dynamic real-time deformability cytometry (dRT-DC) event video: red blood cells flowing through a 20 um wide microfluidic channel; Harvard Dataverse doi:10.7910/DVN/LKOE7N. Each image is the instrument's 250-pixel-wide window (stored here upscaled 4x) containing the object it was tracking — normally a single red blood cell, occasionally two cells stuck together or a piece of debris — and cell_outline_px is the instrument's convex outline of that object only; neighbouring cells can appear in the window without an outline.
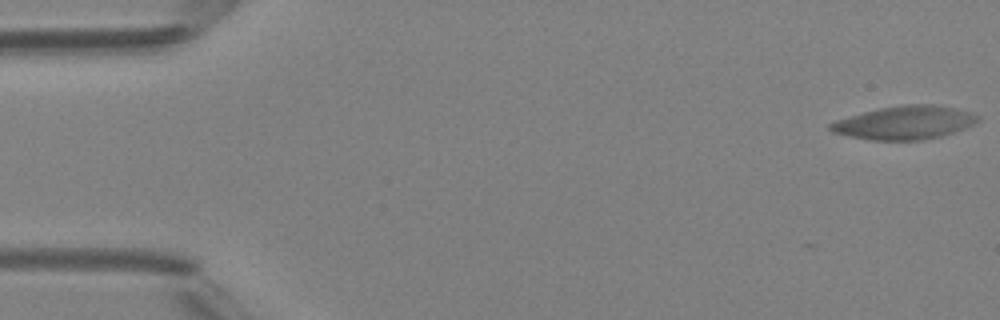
{"species": "Egyptian fruit bat (a non-hibernating species)", "species_latin": "Rousettus aegyptiacus", "temperature_condition": "room temperature", "stored_images_in_passage": 10, "camera_frame_rate_fps": 3000, "um_per_image_px": 0.085, "animal": {"sex": "female"}, "frame": {"image": 1, "passage_image": 1, "time_ms": 0.0, "image_size_px": [1000, 320], "cell_outline_px": [[980, 120], [964, 128], [940, 136], [920, 140], [872, 140], [848, 136], [832, 132], [828, 128], [828, 124], [836, 120], [864, 112], [880, 108], [900, 104], [932, 104], [972, 112], [980, 116]], "centroid_in_image_um": [76.87, 10.42], "position_along_channel_um": 8.1, "area_um2": 28.5}}
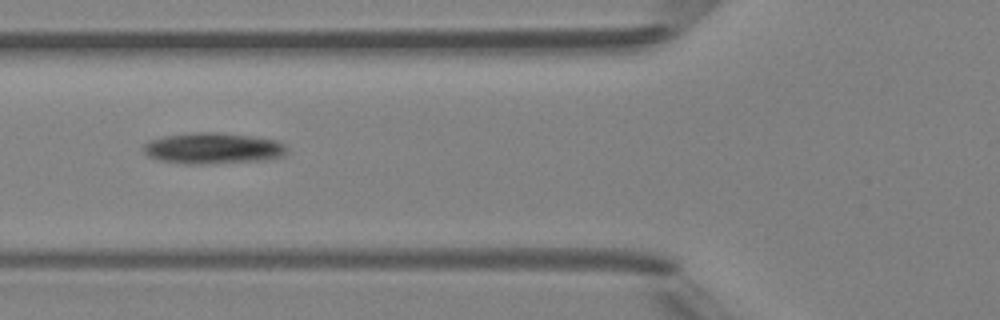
{"frame": {"image": 2, "passage_image": 6, "time_ms": 6.667, "image_size_px": [1000, 320], "cell_outline_px": [[288, 148], [284, 156], [260, 160], [200, 164], [188, 164], [160, 160], [148, 156], [144, 152], [144, 144], [148, 140], [164, 136], [196, 132], [220, 132], [252, 136], [276, 140], [284, 144]], "centroid_in_image_um": [18.1, 12.59], "position_along_channel_um": 107.7, "area_um2": 25.89}}
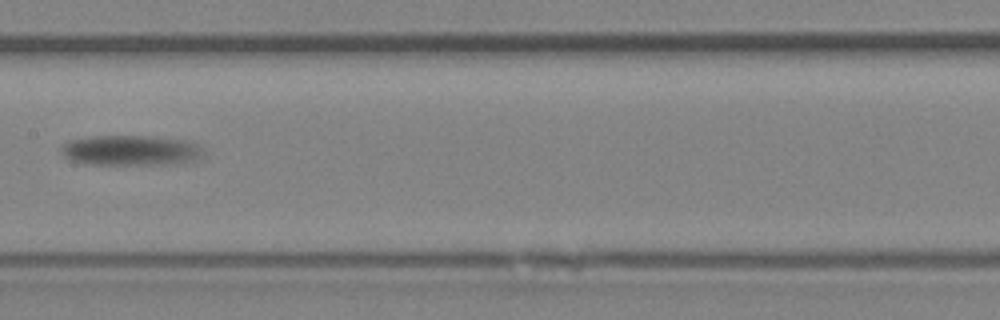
{"frame": {"image": 3, "passage_image": 8, "time_ms": 9.0, "image_size_px": [1000, 320], "cell_outline_px": [[204, 152], [196, 160], [176, 164], [84, 164], [68, 160], [60, 152], [60, 148], [68, 140], [92, 136], [156, 136], [188, 140], [204, 148]], "centroid_in_image_um": [11.11, 12.78], "position_along_channel_um": 196.3, "area_um2": 25.49}}